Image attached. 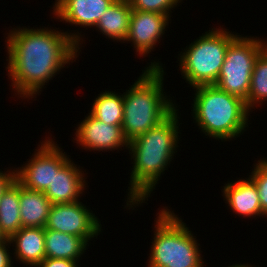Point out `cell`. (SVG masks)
<instances>
[{"instance_id": "6da1fadb", "label": "cell", "mask_w": 267, "mask_h": 267, "mask_svg": "<svg viewBox=\"0 0 267 267\" xmlns=\"http://www.w3.org/2000/svg\"><path fill=\"white\" fill-rule=\"evenodd\" d=\"M53 30L13 28L6 37L9 61L6 68L12 89L20 97L29 99L40 93L65 64L78 57L80 35Z\"/></svg>"}, {"instance_id": "7a4b0ae2", "label": "cell", "mask_w": 267, "mask_h": 267, "mask_svg": "<svg viewBox=\"0 0 267 267\" xmlns=\"http://www.w3.org/2000/svg\"><path fill=\"white\" fill-rule=\"evenodd\" d=\"M176 111L178 109L155 127L129 141L127 149L133 153L131 157L134 163L130 173L127 207L139 205L150 196L161 173L171 162L179 141V117Z\"/></svg>"}, {"instance_id": "3957f363", "label": "cell", "mask_w": 267, "mask_h": 267, "mask_svg": "<svg viewBox=\"0 0 267 267\" xmlns=\"http://www.w3.org/2000/svg\"><path fill=\"white\" fill-rule=\"evenodd\" d=\"M159 64L151 62L131 88L123 93L121 126L128 141L155 127L176 109L172 100L164 96L165 72Z\"/></svg>"}, {"instance_id": "277c9868", "label": "cell", "mask_w": 267, "mask_h": 267, "mask_svg": "<svg viewBox=\"0 0 267 267\" xmlns=\"http://www.w3.org/2000/svg\"><path fill=\"white\" fill-rule=\"evenodd\" d=\"M194 88L193 117L206 136L226 141L243 133L249 116L244 100L215 85Z\"/></svg>"}, {"instance_id": "5b68a950", "label": "cell", "mask_w": 267, "mask_h": 267, "mask_svg": "<svg viewBox=\"0 0 267 267\" xmlns=\"http://www.w3.org/2000/svg\"><path fill=\"white\" fill-rule=\"evenodd\" d=\"M160 211L148 267H203L200 244L186 224L169 209Z\"/></svg>"}, {"instance_id": "8992f818", "label": "cell", "mask_w": 267, "mask_h": 267, "mask_svg": "<svg viewBox=\"0 0 267 267\" xmlns=\"http://www.w3.org/2000/svg\"><path fill=\"white\" fill-rule=\"evenodd\" d=\"M236 36L223 28H214L180 53V71L191 87L216 83L228 46Z\"/></svg>"}, {"instance_id": "52a82bcc", "label": "cell", "mask_w": 267, "mask_h": 267, "mask_svg": "<svg viewBox=\"0 0 267 267\" xmlns=\"http://www.w3.org/2000/svg\"><path fill=\"white\" fill-rule=\"evenodd\" d=\"M237 35L229 44L219 77L214 84L217 88L247 101L251 76L259 54L265 43L254 37Z\"/></svg>"}, {"instance_id": "ba28073f", "label": "cell", "mask_w": 267, "mask_h": 267, "mask_svg": "<svg viewBox=\"0 0 267 267\" xmlns=\"http://www.w3.org/2000/svg\"><path fill=\"white\" fill-rule=\"evenodd\" d=\"M54 141H42L33 158L24 167L15 170V179L25 188L44 192L58 173L71 159ZM66 155V156H65Z\"/></svg>"}, {"instance_id": "9c48e42d", "label": "cell", "mask_w": 267, "mask_h": 267, "mask_svg": "<svg viewBox=\"0 0 267 267\" xmlns=\"http://www.w3.org/2000/svg\"><path fill=\"white\" fill-rule=\"evenodd\" d=\"M82 202L53 204L45 230H54L81 237L87 244L101 232V224Z\"/></svg>"}, {"instance_id": "30bf717a", "label": "cell", "mask_w": 267, "mask_h": 267, "mask_svg": "<svg viewBox=\"0 0 267 267\" xmlns=\"http://www.w3.org/2000/svg\"><path fill=\"white\" fill-rule=\"evenodd\" d=\"M169 17L156 12L132 10L125 41H131L138 54L145 56L165 33Z\"/></svg>"}, {"instance_id": "8fae6325", "label": "cell", "mask_w": 267, "mask_h": 267, "mask_svg": "<svg viewBox=\"0 0 267 267\" xmlns=\"http://www.w3.org/2000/svg\"><path fill=\"white\" fill-rule=\"evenodd\" d=\"M74 140L83 149L105 151L117 150L120 147H128L129 141L125 138L121 125L103 123L90 113L78 125Z\"/></svg>"}, {"instance_id": "7c38bea8", "label": "cell", "mask_w": 267, "mask_h": 267, "mask_svg": "<svg viewBox=\"0 0 267 267\" xmlns=\"http://www.w3.org/2000/svg\"><path fill=\"white\" fill-rule=\"evenodd\" d=\"M115 0H56L53 14L60 21L80 27L96 26L102 14Z\"/></svg>"}, {"instance_id": "4fadbf2b", "label": "cell", "mask_w": 267, "mask_h": 267, "mask_svg": "<svg viewBox=\"0 0 267 267\" xmlns=\"http://www.w3.org/2000/svg\"><path fill=\"white\" fill-rule=\"evenodd\" d=\"M84 172L71 160L58 172L49 187L44 191L51 204L73 203L79 200L86 187Z\"/></svg>"}, {"instance_id": "5bb4252c", "label": "cell", "mask_w": 267, "mask_h": 267, "mask_svg": "<svg viewBox=\"0 0 267 267\" xmlns=\"http://www.w3.org/2000/svg\"><path fill=\"white\" fill-rule=\"evenodd\" d=\"M223 194L226 203L235 213L250 218L256 215L265 216L262 212L257 186L250 178L227 183Z\"/></svg>"}, {"instance_id": "9a60e30c", "label": "cell", "mask_w": 267, "mask_h": 267, "mask_svg": "<svg viewBox=\"0 0 267 267\" xmlns=\"http://www.w3.org/2000/svg\"><path fill=\"white\" fill-rule=\"evenodd\" d=\"M10 243H15L14 255L26 266L36 267L46 258L45 254V228L22 227L9 238Z\"/></svg>"}, {"instance_id": "2e32d148", "label": "cell", "mask_w": 267, "mask_h": 267, "mask_svg": "<svg viewBox=\"0 0 267 267\" xmlns=\"http://www.w3.org/2000/svg\"><path fill=\"white\" fill-rule=\"evenodd\" d=\"M19 200L22 227L45 228L52 205L45 193L29 190L20 184Z\"/></svg>"}, {"instance_id": "e0dca14e", "label": "cell", "mask_w": 267, "mask_h": 267, "mask_svg": "<svg viewBox=\"0 0 267 267\" xmlns=\"http://www.w3.org/2000/svg\"><path fill=\"white\" fill-rule=\"evenodd\" d=\"M132 9L128 0H115L96 24L103 35L112 40L125 41Z\"/></svg>"}, {"instance_id": "ac0fdd59", "label": "cell", "mask_w": 267, "mask_h": 267, "mask_svg": "<svg viewBox=\"0 0 267 267\" xmlns=\"http://www.w3.org/2000/svg\"><path fill=\"white\" fill-rule=\"evenodd\" d=\"M87 248V243L78 236L54 230H45L46 258L77 261Z\"/></svg>"}, {"instance_id": "d6986e66", "label": "cell", "mask_w": 267, "mask_h": 267, "mask_svg": "<svg viewBox=\"0 0 267 267\" xmlns=\"http://www.w3.org/2000/svg\"><path fill=\"white\" fill-rule=\"evenodd\" d=\"M19 197L20 183L14 179L0 197V230L8 239L22 228Z\"/></svg>"}, {"instance_id": "ffe728a7", "label": "cell", "mask_w": 267, "mask_h": 267, "mask_svg": "<svg viewBox=\"0 0 267 267\" xmlns=\"http://www.w3.org/2000/svg\"><path fill=\"white\" fill-rule=\"evenodd\" d=\"M90 114L110 125H122L123 121V94L118 95L112 91L102 92L94 100Z\"/></svg>"}, {"instance_id": "44dd1931", "label": "cell", "mask_w": 267, "mask_h": 267, "mask_svg": "<svg viewBox=\"0 0 267 267\" xmlns=\"http://www.w3.org/2000/svg\"><path fill=\"white\" fill-rule=\"evenodd\" d=\"M267 100V49L265 48L257 57L251 76V85L247 101L249 111L255 104Z\"/></svg>"}, {"instance_id": "7402d4cb", "label": "cell", "mask_w": 267, "mask_h": 267, "mask_svg": "<svg viewBox=\"0 0 267 267\" xmlns=\"http://www.w3.org/2000/svg\"><path fill=\"white\" fill-rule=\"evenodd\" d=\"M249 178L257 186L262 212L267 216V160H258Z\"/></svg>"}, {"instance_id": "603a6c76", "label": "cell", "mask_w": 267, "mask_h": 267, "mask_svg": "<svg viewBox=\"0 0 267 267\" xmlns=\"http://www.w3.org/2000/svg\"><path fill=\"white\" fill-rule=\"evenodd\" d=\"M132 10L156 12L169 15V11L181 0H128Z\"/></svg>"}, {"instance_id": "cb8c5ba5", "label": "cell", "mask_w": 267, "mask_h": 267, "mask_svg": "<svg viewBox=\"0 0 267 267\" xmlns=\"http://www.w3.org/2000/svg\"><path fill=\"white\" fill-rule=\"evenodd\" d=\"M76 262L70 259L45 258L36 267H78Z\"/></svg>"}, {"instance_id": "d4e9b609", "label": "cell", "mask_w": 267, "mask_h": 267, "mask_svg": "<svg viewBox=\"0 0 267 267\" xmlns=\"http://www.w3.org/2000/svg\"><path fill=\"white\" fill-rule=\"evenodd\" d=\"M11 245L9 239L7 238L4 242L0 243V267H13L10 252L6 248L7 246ZM8 251V252H7Z\"/></svg>"}, {"instance_id": "484cf974", "label": "cell", "mask_w": 267, "mask_h": 267, "mask_svg": "<svg viewBox=\"0 0 267 267\" xmlns=\"http://www.w3.org/2000/svg\"><path fill=\"white\" fill-rule=\"evenodd\" d=\"M8 172V173H7ZM1 172L0 171V197L2 192L7 188V186L15 179V170Z\"/></svg>"}, {"instance_id": "4316f807", "label": "cell", "mask_w": 267, "mask_h": 267, "mask_svg": "<svg viewBox=\"0 0 267 267\" xmlns=\"http://www.w3.org/2000/svg\"><path fill=\"white\" fill-rule=\"evenodd\" d=\"M7 238L5 237V235L1 232L0 230V243L4 242Z\"/></svg>"}, {"instance_id": "83f0119b", "label": "cell", "mask_w": 267, "mask_h": 267, "mask_svg": "<svg viewBox=\"0 0 267 267\" xmlns=\"http://www.w3.org/2000/svg\"><path fill=\"white\" fill-rule=\"evenodd\" d=\"M204 267V266H203ZM228 267H252V266H250V265H245V264H241V265H239V264H236V265H232V266H228Z\"/></svg>"}]
</instances>
